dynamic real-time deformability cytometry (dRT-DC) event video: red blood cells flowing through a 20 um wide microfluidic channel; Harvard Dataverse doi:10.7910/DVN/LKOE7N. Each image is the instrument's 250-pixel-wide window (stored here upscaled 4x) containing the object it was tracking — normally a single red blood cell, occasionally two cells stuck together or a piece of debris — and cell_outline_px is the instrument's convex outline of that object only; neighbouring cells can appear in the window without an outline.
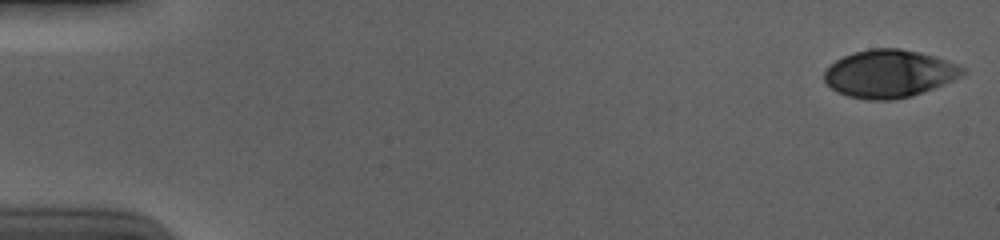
{"species": "human", "species_latin": "Homo sapiens", "temperature_condition": "cold", "stored_images_in_passage": 55, "camera_frame_rate_fps": 3000, "um_per_image_px": 0.085, "donor": {"sex": "male"}, "frame": {"image": 1, "passage_image": 1, "time_ms": 0.0, "image_size_px": [1000, 240], "cell_outline_px": [[964, 72], [960, 76], [944, 84], [912, 96], [896, 100], [868, 100], [848, 96], [836, 92], [824, 80], [824, 72], [836, 60], [844, 56], [868, 48], [900, 48], [920, 52], [960, 64], [964, 68]], "centroid_in_image_um": [75.59, 6.26], "position_along_channel_um": 9.4, "area_um2": 38.44}}
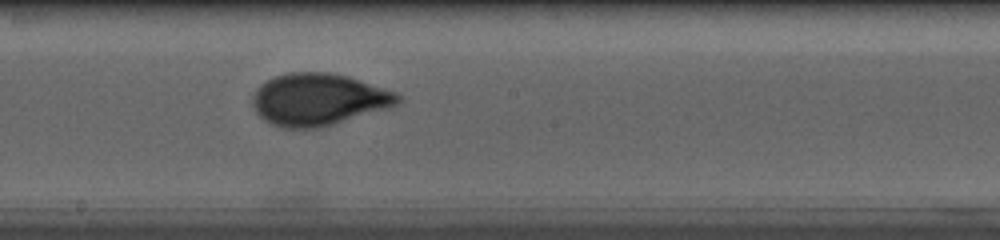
{"frame": {"image": 2, "passage_image": 31, "time_ms": 10.0, "image_size_px": [1000, 240], "cell_outline_px": [[404, 100], [400, 104], [392, 108], [320, 128], [284, 128], [272, 124], [264, 120], [256, 112], [252, 104], [252, 96], [256, 88], [260, 84], [276, 76], [288, 72], [328, 72], [348, 76], [396, 92], [404, 96]], "centroid_in_image_um": [27.13, 8.46], "position_along_channel_um": 221.1, "area_um2": 44.68}}
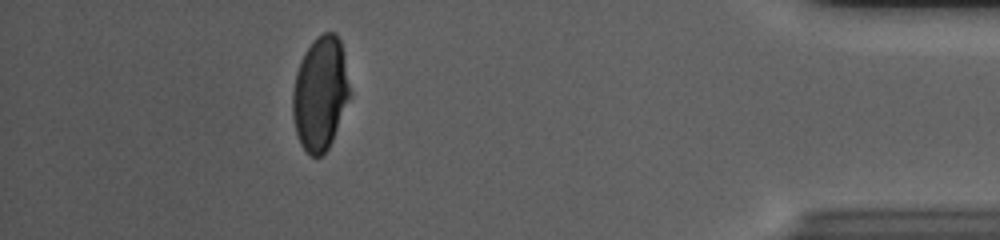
{"frame": {"image": 3, "passage_image": 50, "time_ms": 16.333, "image_size_px": [1000, 240], "cell_outline_px": [[352, 96], [332, 140], [328, 148], [320, 156], [312, 156], [300, 144], [296, 132], [292, 116], [292, 92], [296, 72], [300, 60], [304, 52], [312, 40], [316, 36], [324, 32], [336, 32], [340, 40], [352, 92]], "centroid_in_image_um": [27.23, 7.91], "position_along_channel_um": 408.0, "area_um2": 38.44}}